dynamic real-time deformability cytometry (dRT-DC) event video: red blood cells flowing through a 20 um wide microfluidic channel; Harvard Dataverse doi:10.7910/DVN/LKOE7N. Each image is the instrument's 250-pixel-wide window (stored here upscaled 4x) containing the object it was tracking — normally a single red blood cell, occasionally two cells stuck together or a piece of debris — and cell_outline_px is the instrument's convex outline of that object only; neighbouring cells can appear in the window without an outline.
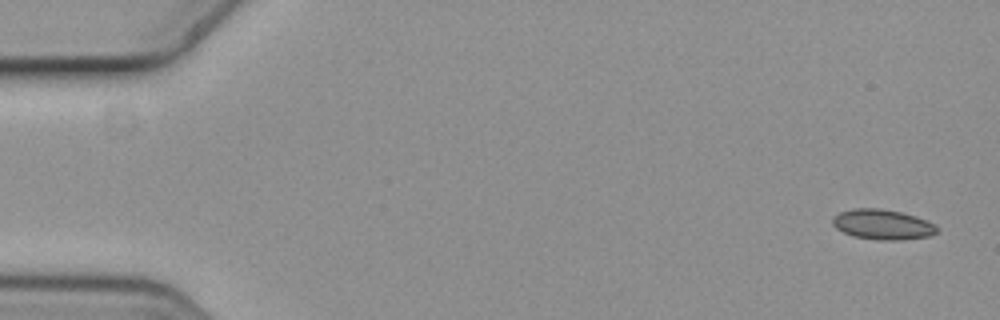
{"species": "common noctule bat (a hibernating species)", "species_latin": "Nyctalus noctula", "temperature_condition": "cold", "stored_images_in_passage": 7, "camera_frame_rate_fps": 3000, "um_per_image_px": 0.085, "animal": {"sex": "female", "body_mass_g": 19.3, "forearm_length_mm": 54.1}, "frame": {"image": 1, "passage_image": 1, "time_ms": 0.0, "image_size_px": [1000, 320], "cell_outline_px": [[940, 228], [932, 236], [900, 240], [880, 240], [852, 236], [836, 228], [832, 224], [832, 220], [840, 212], [856, 208], [880, 208], [900, 212], [916, 216], [936, 224]], "centroid_in_image_um": [75.07, 19.09], "position_along_channel_um": 9.9, "area_um2": 18.38}}
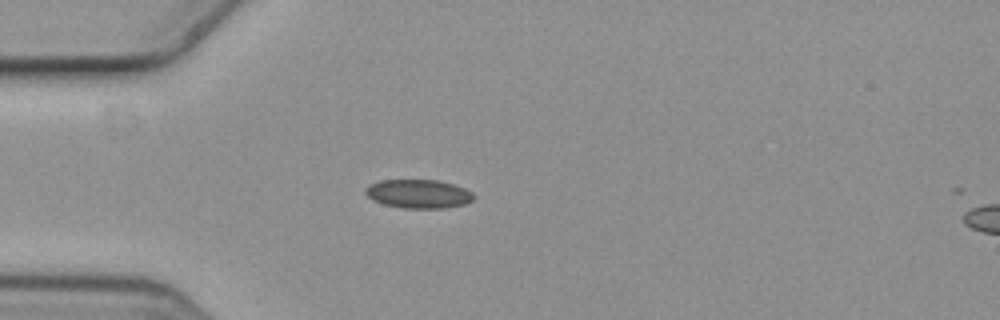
{"frame": {"image": 2, "passage_image": 5, "time_ms": 1.333, "image_size_px": [1000, 320], "cell_outline_px": [[476, 196], [472, 200], [464, 204], [448, 208], [404, 208], [384, 204], [372, 200], [364, 192], [372, 184], [380, 180], [436, 180], [452, 184], [464, 188], [472, 192]], "centroid_in_image_um": [35.6, 16.48], "position_along_channel_um": 49.4, "area_um2": 17.98}}
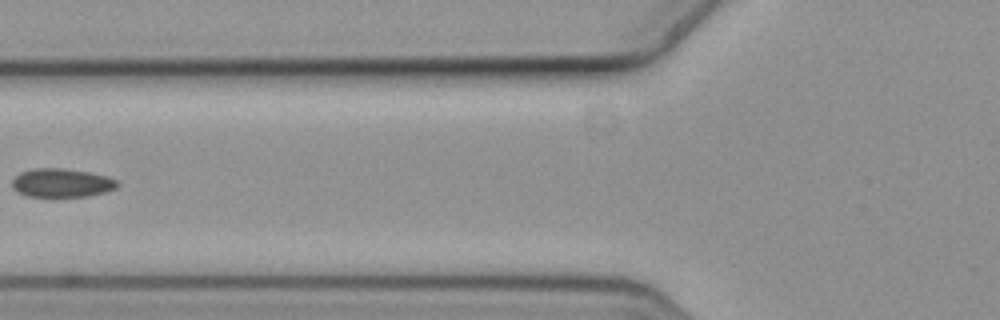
{"frame": {"image": 3, "passage_image": 7, "time_ms": 2.0, "image_size_px": [1000, 320], "cell_outline_px": [[120, 184], [116, 188], [104, 192], [88, 196], [28, 196], [16, 192], [12, 188], [12, 180], [20, 172], [36, 168], [64, 168], [88, 172], [108, 176], [116, 180]], "centroid_in_image_um": [5.24, 15.54], "position_along_channel_um": 120.6, "area_um2": 17.57}}